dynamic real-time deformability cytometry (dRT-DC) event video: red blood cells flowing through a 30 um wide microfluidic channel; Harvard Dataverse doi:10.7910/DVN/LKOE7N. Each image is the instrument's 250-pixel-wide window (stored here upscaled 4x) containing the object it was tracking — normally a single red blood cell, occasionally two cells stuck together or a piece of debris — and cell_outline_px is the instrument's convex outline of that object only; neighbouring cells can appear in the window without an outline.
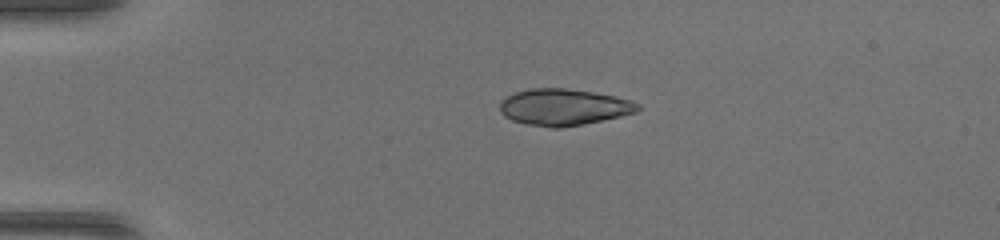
{"species": "common noctule bat (a hibernating species)", "species_latin": "Nyctalus noctula", "temperature_condition": "warm", "stored_images_in_passage": 38, "camera_frame_rate_fps": 3000, "um_per_image_px": 0.085, "animal": {"sex": "female", "body_mass_g": 17.0, "forearm_length_mm": 48.0}, "frame": {"image": 1, "passage_image": 1, "time_ms": 0.0, "image_size_px": [1000, 240], "cell_outline_px": [[644, 108], [636, 112], [620, 116], [560, 128], [552, 128], [528, 124], [512, 120], [504, 116], [500, 112], [500, 100], [516, 92], [528, 88], [564, 88], [592, 92], [632, 100], [640, 104]], "centroid_in_image_um": [47.91, 9.1], "position_along_channel_um": 37.1, "area_um2": 29.19}}